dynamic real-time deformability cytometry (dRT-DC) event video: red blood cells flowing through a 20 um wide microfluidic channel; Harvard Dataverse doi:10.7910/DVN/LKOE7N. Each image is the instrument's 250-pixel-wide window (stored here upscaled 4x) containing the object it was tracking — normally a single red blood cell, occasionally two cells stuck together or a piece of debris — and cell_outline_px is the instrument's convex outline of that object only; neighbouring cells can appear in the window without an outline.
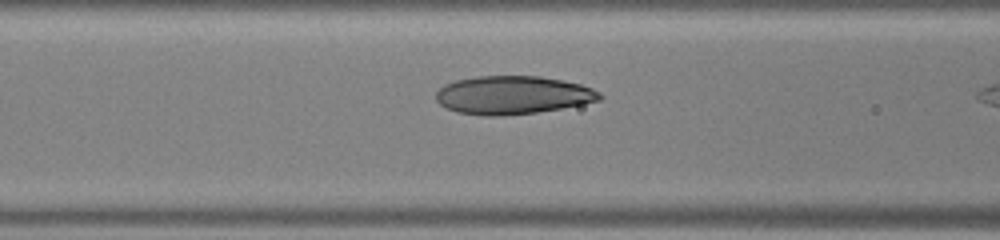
{"species": "human", "species_latin": "Homo sapiens", "temperature_condition": "warm", "stored_images_in_passage": 6, "camera_frame_rate_fps": 3000, "um_per_image_px": 0.085, "donor": {"sex": "male"}, "frame": {"image": 1, "passage_image": 5, "time_ms": 1.333, "image_size_px": [1000, 240], "cell_outline_px": [[604, 96], [600, 100], [560, 108], [536, 112], [496, 116], [484, 116], [456, 112], [440, 104], [436, 100], [436, 92], [444, 84], [456, 80], [476, 76], [540, 76], [580, 84], [592, 88], [600, 92]], "centroid_in_image_um": [43.56, 8.08], "position_along_channel_um": 123.0, "area_um2": 36.36}}